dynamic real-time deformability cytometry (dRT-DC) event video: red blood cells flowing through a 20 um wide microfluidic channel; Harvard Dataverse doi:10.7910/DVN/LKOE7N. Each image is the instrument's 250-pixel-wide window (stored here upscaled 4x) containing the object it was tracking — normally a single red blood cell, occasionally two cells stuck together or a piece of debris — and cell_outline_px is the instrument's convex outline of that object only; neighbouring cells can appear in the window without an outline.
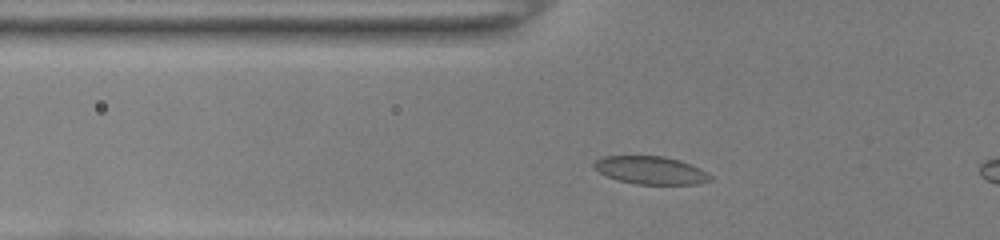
{"species": "common noctule bat (a hibernating species)", "species_latin": "Nyctalus noctula", "temperature_condition": "room temperature", "stored_images_in_passage": 42, "camera_frame_rate_fps": 3000, "um_per_image_px": 0.085, "animal": {"sex": "female", "body_mass_g": 22.0, "forearm_length_mm": 56.7}, "frame": {"image": 1, "passage_image": 13, "time_ms": 4.0, "image_size_px": [1000, 240], "cell_outline_px": [[712, 180], [696, 184], [636, 184], [620, 180], [608, 176], [592, 168], [592, 164], [600, 156], [664, 156], [680, 160], [692, 164], [708, 172], [712, 176]], "centroid_in_image_um": [55.33, 14.46], "position_along_channel_um": 70.5, "area_um2": 19.02}}
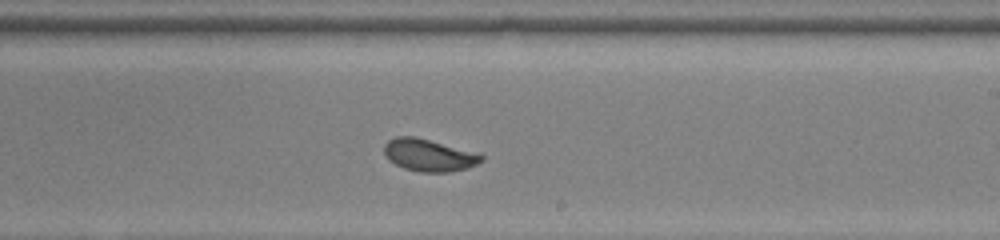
{"frame": {"image": 2, "passage_image": 27, "time_ms": 8.667, "image_size_px": [1000, 240], "cell_outline_px": [[484, 160], [468, 168], [448, 172], [420, 172], [404, 168], [388, 160], [384, 152], [384, 144], [388, 140], [396, 136], [416, 136], [484, 156]], "centroid_in_image_um": [36.4, 13.19], "position_along_channel_um": 252.6, "area_um2": 17.98}}
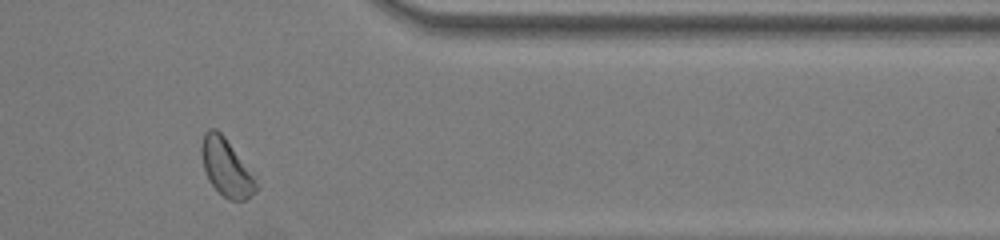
{"frame": {"image": 3, "passage_image": 38, "time_ms": 12.333, "image_size_px": [1000, 240], "cell_outline_px": [[260, 184], [256, 192], [244, 200], [228, 200], [208, 180], [204, 168], [200, 152], [200, 144], [204, 132], [208, 128], [216, 128], [224, 136]], "centroid_in_image_um": [19.22, 14.22], "position_along_channel_um": 392.2, "area_um2": 18.26}}